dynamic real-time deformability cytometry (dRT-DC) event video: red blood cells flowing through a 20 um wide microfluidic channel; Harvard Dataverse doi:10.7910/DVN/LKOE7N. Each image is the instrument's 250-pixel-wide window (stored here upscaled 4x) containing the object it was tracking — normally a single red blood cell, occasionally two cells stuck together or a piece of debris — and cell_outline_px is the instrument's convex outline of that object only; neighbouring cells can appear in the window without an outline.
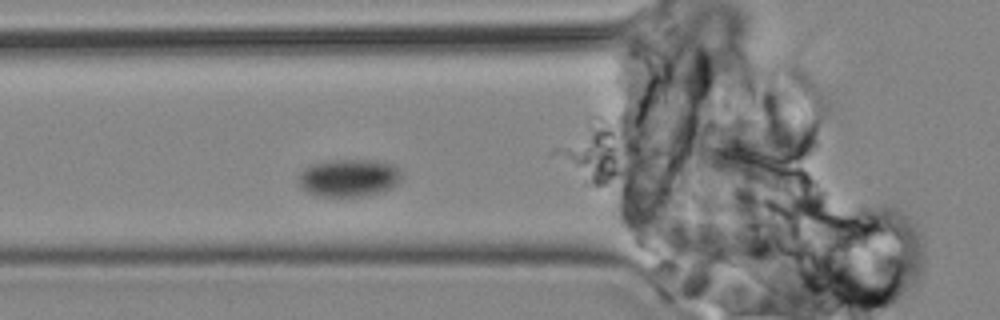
{"species": "common noctule bat (a hibernating species)", "species_latin": "Nyctalus noctula", "temperature_condition": "cold", "stored_images_in_passage": 4, "segment_of_instrument_passage": [1, 2], "camera_frame_rate_fps": 3000, "um_per_image_px": 0.085, "animal": {"sex": "male", "body_mass_g": 19.2, "forearm_length_mm": 51.8}, "frame": {"image": 1, "passage_image": 3, "time_ms": 2.333, "image_size_px": [1000, 320], "cell_outline_px": [[400, 180], [392, 188], [380, 192], [364, 196], [316, 196], [300, 188], [296, 184], [296, 180], [300, 172], [304, 168], [312, 164], [336, 160], [380, 160], [392, 164], [400, 168]], "centroid_in_image_um": [29.62, 15.12], "position_along_channel_um": 96.2, "area_um2": 22.89}}